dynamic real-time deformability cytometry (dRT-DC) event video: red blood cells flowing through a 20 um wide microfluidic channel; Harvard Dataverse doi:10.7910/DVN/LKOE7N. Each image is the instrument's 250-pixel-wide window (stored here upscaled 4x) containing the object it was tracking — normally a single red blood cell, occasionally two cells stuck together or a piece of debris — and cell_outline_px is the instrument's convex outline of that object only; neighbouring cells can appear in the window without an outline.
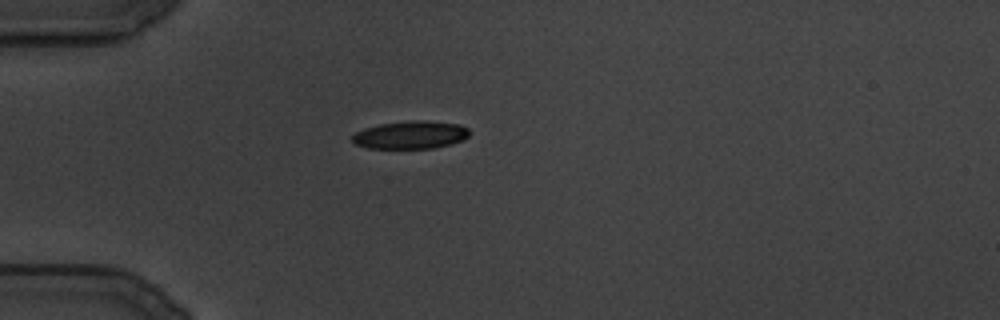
{"species": "common noctule bat (a hibernating species)", "species_latin": "Nyctalus noctula", "temperature_condition": "cold", "stored_images_in_passage": 90, "camera_frame_rate_fps": 3000, "um_per_image_px": 0.085, "animal": {"sex": "male", "body_mass_g": 19.5, "forearm_length_mm": 54.6}, "frame": {"image": 1, "passage_image": 1, "time_ms": 0.0, "image_size_px": [1000, 320], "cell_outline_px": [[468, 136], [464, 140], [452, 144], [432, 148], [368, 148], [352, 144], [352, 136], [356, 132], [364, 128], [380, 124], [412, 120], [420, 120], [460, 124], [468, 128]], "centroid_in_image_um": [34.89, 11.47], "position_along_channel_um": 50.1, "area_um2": 19.07}}
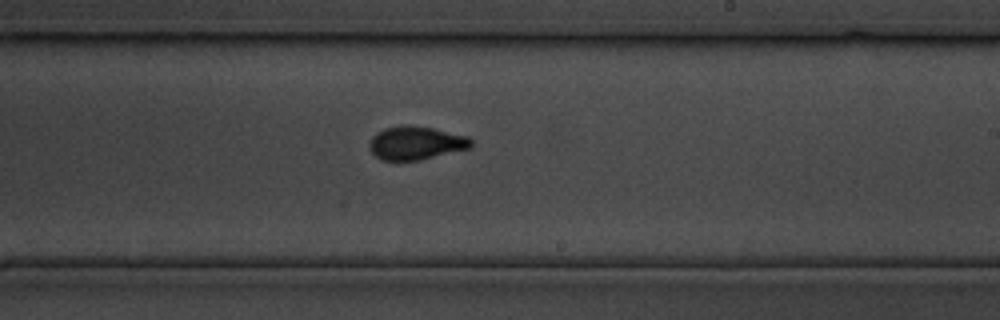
{"frame": {"image": 2, "passage_image": 41, "time_ms": 13.333, "image_size_px": [1000, 320], "cell_outline_px": [[472, 148], [420, 160], [380, 160], [368, 148], [368, 144], [372, 136], [376, 132], [384, 128], [400, 124], [408, 124], [432, 128], [468, 136], [472, 140]], "centroid_in_image_um": [35.34, 12.14], "position_along_channel_um": 253.7, "area_um2": 20.11}}
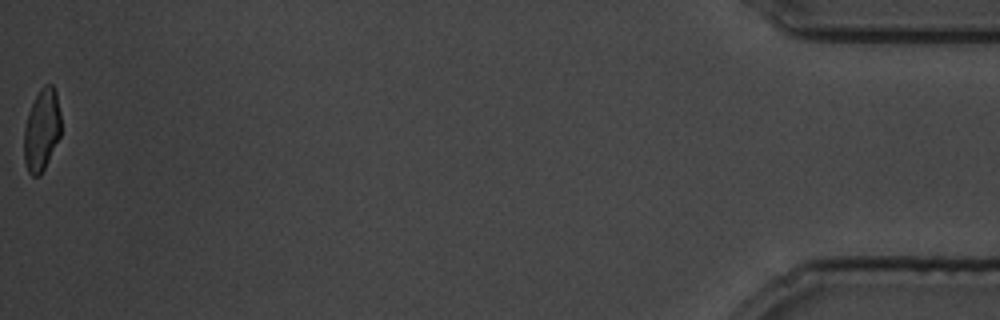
{"frame": {"image": 3, "passage_image": 90, "time_ms": 29.667, "image_size_px": [1000, 320], "cell_outline_px": [[60, 136], [40, 176], [32, 176], [28, 172], [24, 164], [24, 128], [28, 112], [40, 88], [44, 84], [52, 84], [56, 92], [60, 112]], "centroid_in_image_um": [3.53, 11.05], "position_along_channel_um": 431.7, "area_um2": 17.63}}